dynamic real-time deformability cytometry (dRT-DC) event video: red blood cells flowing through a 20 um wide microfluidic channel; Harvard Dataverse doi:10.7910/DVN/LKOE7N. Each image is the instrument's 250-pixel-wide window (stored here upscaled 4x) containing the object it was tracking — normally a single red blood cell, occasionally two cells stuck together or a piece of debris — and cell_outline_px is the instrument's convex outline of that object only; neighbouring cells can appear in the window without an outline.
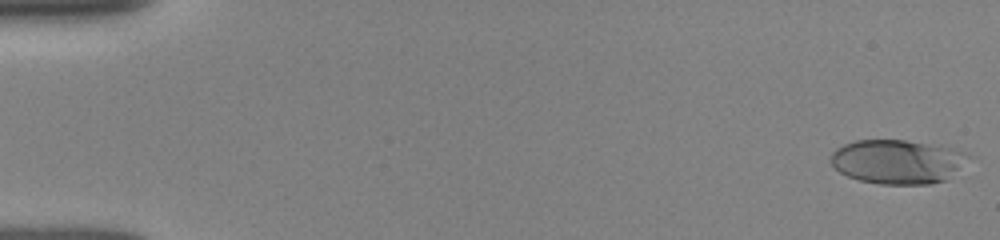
{"species": "human", "species_latin": "Homo sapiens", "temperature_condition": "room temperature", "stored_images_in_passage": 51, "camera_frame_rate_fps": 3000, "um_per_image_px": 0.085, "donor": {"sex": "female"}, "frame": {"image": 1, "passage_image": 1, "time_ms": 0.0, "image_size_px": [1000, 240], "cell_outline_px": [[976, 156], [948, 180], [932, 184], [880, 184], [860, 180], [848, 176], [840, 172], [828, 160], [832, 152], [836, 148], [844, 144], [856, 140], [904, 140], [940, 144]], "centroid_in_image_um": [76.38, 13.73], "position_along_channel_um": 8.6, "area_um2": 36.24}}
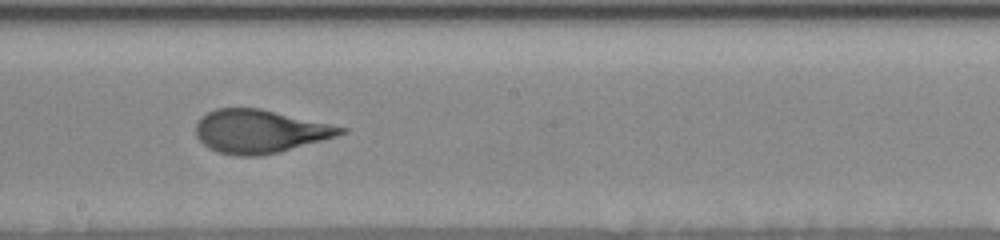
{"frame": {"image": 2, "passage_image": 29, "time_ms": 9.333, "image_size_px": [1000, 240], "cell_outline_px": [[348, 132], [336, 136], [280, 152], [260, 156], [236, 156], [220, 152], [208, 148], [196, 136], [196, 124], [200, 116], [216, 108], [260, 108], [348, 128]], "centroid_in_image_um": [22.07, 11.16], "position_along_channel_um": 226.1, "area_um2": 36.53}}
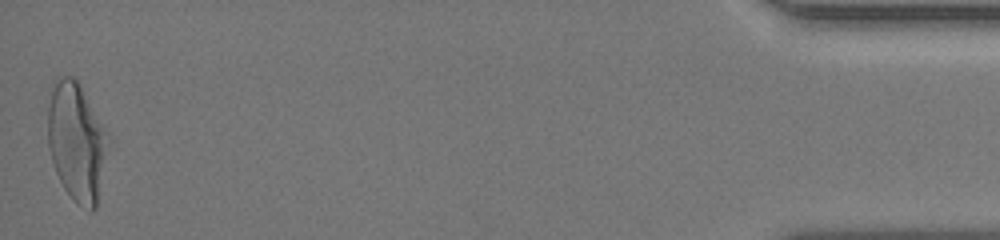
{"frame": {"image": 3, "passage_image": 51, "time_ms": 16.667, "image_size_px": [1000, 240], "cell_outline_px": [[112, 140], [96, 208], [92, 212], [88, 212], [76, 204], [64, 188], [56, 172], [48, 148], [48, 104], [52, 80], [56, 76], [72, 76], [80, 84], [112, 136]], "centroid_in_image_um": [6.56, 12.04], "position_along_channel_um": 428.6, "area_um2": 43.23}, "authors_computed_cell_mechanics": {"area_um2": 35.8938, "velocity_mm_per_s": 3.9137, "shape_relaxation_time_tau1_ms": 3.728, "shape_relaxation_time_tau2_ms": 0.7227, "deformation_change_tau1": 0.1841, "deformation_change_tau2": 0.0789}}